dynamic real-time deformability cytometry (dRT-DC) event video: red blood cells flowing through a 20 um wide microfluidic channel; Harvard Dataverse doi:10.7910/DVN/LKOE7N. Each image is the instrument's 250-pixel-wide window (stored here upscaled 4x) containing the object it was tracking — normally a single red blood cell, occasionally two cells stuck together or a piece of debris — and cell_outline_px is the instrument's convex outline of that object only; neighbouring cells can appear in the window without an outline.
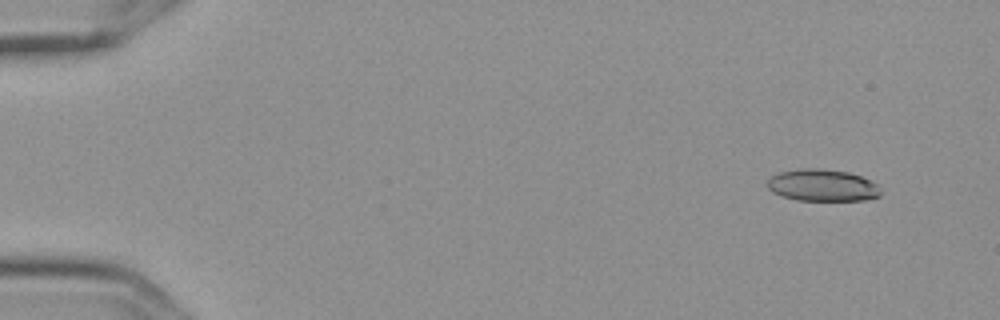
{"species": "Egyptian fruit bat (a non-hibernating species)", "species_latin": "Rousettus aegyptiacus", "temperature_condition": "cold", "stored_images_in_passage": 6, "camera_frame_rate_fps": 3000, "um_per_image_px": 0.085, "frame": {"image": 1, "passage_image": 2, "time_ms": 0.333, "image_size_px": [1000, 320], "cell_outline_px": [[880, 196], [864, 200], [796, 200], [780, 196], [772, 192], [768, 188], [768, 180], [772, 176], [780, 172], [800, 168], [820, 168], [848, 172], [872, 180], [880, 184]], "centroid_in_image_um": [69.93, 15.75], "position_along_channel_um": 15.1, "area_um2": 21.27}}
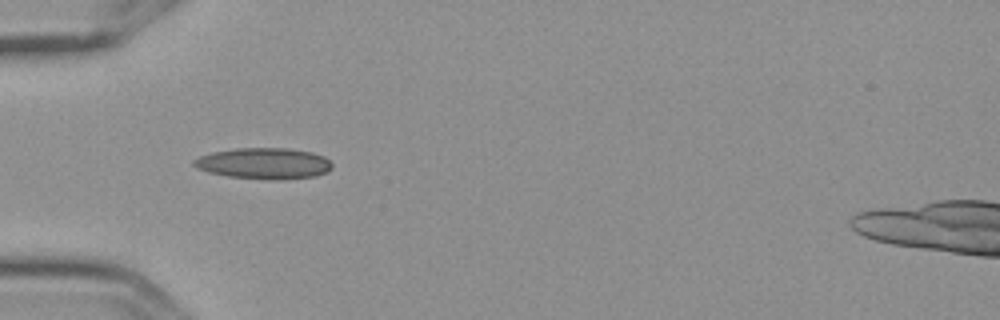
{"frame": {"image": 2, "passage_image": 6, "time_ms": 1.667, "image_size_px": [1000, 320], "cell_outline_px": [[332, 168], [328, 172], [316, 176], [284, 180], [268, 180], [228, 176], [208, 172], [196, 168], [192, 164], [192, 160], [200, 156], [212, 152], [236, 148], [288, 148], [312, 152], [324, 156], [332, 164]], "centroid_in_image_um": [22.44, 13.9], "position_along_channel_um": 62.6, "area_um2": 25.37}}